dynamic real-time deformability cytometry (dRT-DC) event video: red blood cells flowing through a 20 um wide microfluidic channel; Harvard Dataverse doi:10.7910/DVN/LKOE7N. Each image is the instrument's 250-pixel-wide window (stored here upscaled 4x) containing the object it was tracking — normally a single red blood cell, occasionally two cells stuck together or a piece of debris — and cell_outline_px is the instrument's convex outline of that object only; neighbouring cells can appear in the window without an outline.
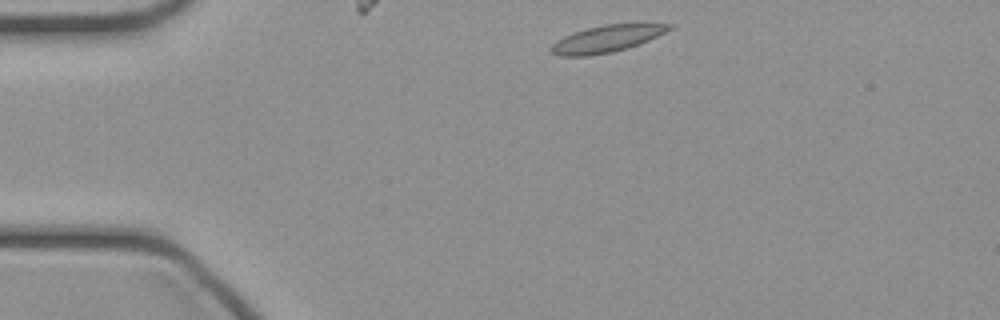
{"species": "common noctule bat (a hibernating species)", "species_latin": "Nyctalus noctula", "temperature_condition": "cold", "stored_images_in_passage": 5, "camera_frame_rate_fps": 3000, "um_per_image_px": 0.085, "animal": {"sex": "female", "body_mass_g": 21.9}, "frame": {"image": 1, "passage_image": 1, "time_ms": 0.0, "image_size_px": [1000, 320], "cell_outline_px": [[676, 24], [672, 28], [648, 40], [628, 48], [612, 52], [588, 56], [560, 56], [548, 52], [548, 48], [556, 40], [564, 36], [588, 28], [604, 24]], "centroid_in_image_um": [51.5, 3.31], "position_along_channel_um": 33.5, "area_um2": 18.38}}